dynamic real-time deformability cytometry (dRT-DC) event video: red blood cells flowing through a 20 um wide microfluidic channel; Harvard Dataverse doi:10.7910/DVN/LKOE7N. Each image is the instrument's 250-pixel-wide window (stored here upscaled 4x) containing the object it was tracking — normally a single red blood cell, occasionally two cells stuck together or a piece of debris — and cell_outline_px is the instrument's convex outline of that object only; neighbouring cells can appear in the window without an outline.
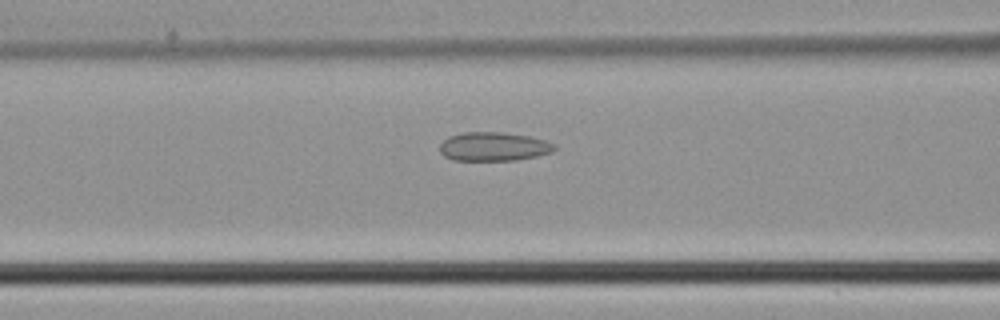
{"species": "common noctule bat (a hibernating species)", "species_latin": "Nyctalus noctula", "temperature_condition": "cold", "stored_images_in_passage": 45, "camera_frame_rate_fps": 3000, "um_per_image_px": 0.085, "animal": {"sex": "male", "body_mass_g": 21.5, "forearm_length_mm": 52.0}, "frame": {"image": 1, "passage_image": 18, "time_ms": 5.667, "image_size_px": [1000, 320], "cell_outline_px": [[556, 148], [552, 152], [536, 156], [516, 160], [452, 160], [444, 156], [440, 152], [440, 144], [448, 136], [464, 132], [504, 132], [528, 136], [544, 140], [556, 144]], "centroid_in_image_um": [41.95, 12.45], "position_along_channel_um": 124.7, "area_um2": 19.31}}
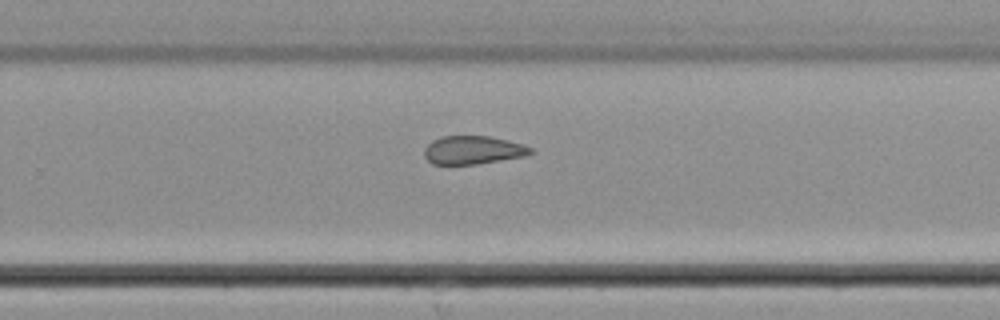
{"frame": {"image": 2, "passage_image": 29, "time_ms": 9.333, "image_size_px": [1000, 320], "cell_outline_px": [[532, 152], [524, 156], [476, 164], [432, 164], [424, 156], [424, 148], [432, 140], [440, 136], [488, 136], [508, 140], [524, 144], [532, 148]], "centroid_in_image_um": [40.18, 12.74], "position_along_channel_um": 289.6, "area_um2": 17.51}}
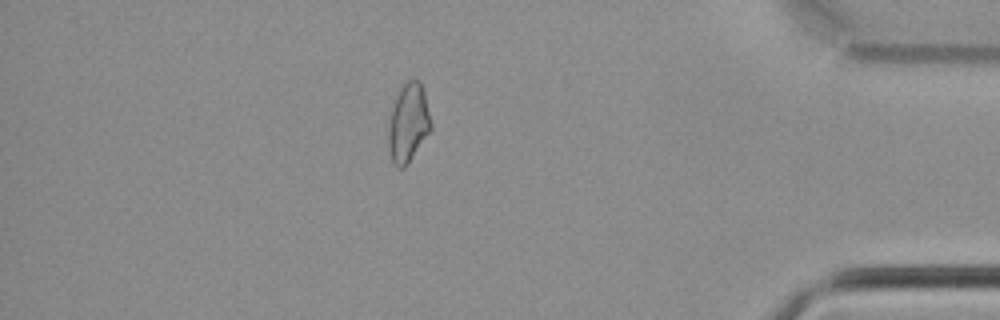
{"frame": {"image": 3, "passage_image": 39, "time_ms": 12.667, "image_size_px": [1000, 320], "cell_outline_px": [[432, 128], [404, 168], [400, 168], [392, 164], [388, 144], [388, 128], [392, 108], [396, 96], [400, 88], [412, 76], [420, 80], [424, 92], [432, 124]], "centroid_in_image_um": [34.7, 10.42], "position_along_channel_um": 400.5, "area_um2": 19.48}}